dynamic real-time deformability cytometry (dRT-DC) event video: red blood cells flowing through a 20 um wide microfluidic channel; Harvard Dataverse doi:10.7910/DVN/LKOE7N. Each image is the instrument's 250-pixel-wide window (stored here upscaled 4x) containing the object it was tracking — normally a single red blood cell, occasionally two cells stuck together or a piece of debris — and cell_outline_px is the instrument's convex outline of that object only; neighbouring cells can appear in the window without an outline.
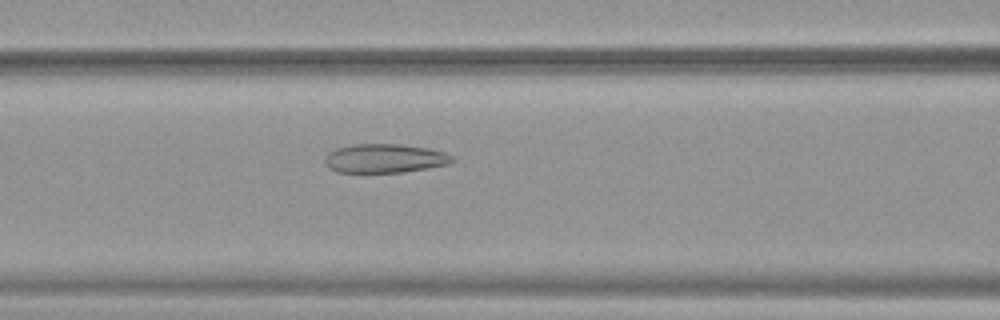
{"species": "common noctule bat (a hibernating species)", "species_latin": "Nyctalus noctula", "temperature_condition": "warm", "stored_images_in_passage": 52, "camera_frame_rate_fps": 3000, "um_per_image_px": 0.085, "animal": {"sex": "female", "body_mass_g": 19.9}, "frame": {"image": 1, "passage_image": 22, "time_ms": 7.0, "image_size_px": [1000, 320], "cell_outline_px": [[456, 160], [448, 164], [428, 168], [404, 172], [336, 172], [328, 168], [324, 160], [328, 152], [336, 148], [352, 144], [400, 144], [428, 148], [444, 152], [452, 156]], "centroid_in_image_um": [32.69, 13.46], "position_along_channel_um": 133.9, "area_um2": 21.56}}
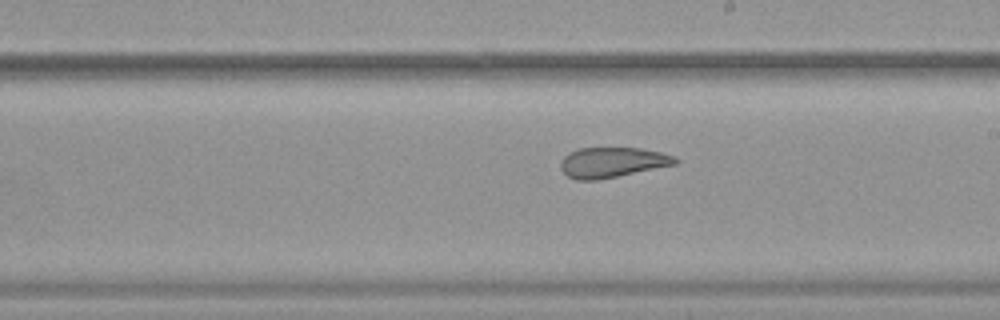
{"frame": {"image": 2, "passage_image": 30, "time_ms": 9.667, "image_size_px": [1000, 320], "cell_outline_px": [[680, 160], [676, 164], [596, 180], [576, 180], [568, 176], [560, 168], [560, 160], [568, 152], [580, 148], [640, 148], [660, 152], [676, 156]], "centroid_in_image_um": [52.02, 13.79], "position_along_channel_um": 237.0, "area_um2": 20.11}}
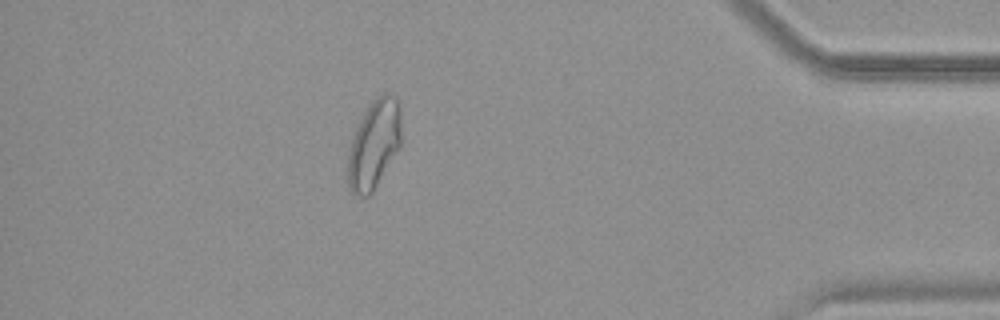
{"frame": {"image": 3, "passage_image": 46, "time_ms": 15.0, "image_size_px": [1000, 320], "cell_outline_px": [[400, 148], [372, 192], [368, 196], [356, 196], [348, 188], [344, 176], [348, 152], [356, 128], [364, 112], [372, 100], [376, 96], [384, 92], [388, 92], [396, 96], [400, 108]], "centroid_in_image_um": [31.75, 12.3], "position_along_channel_um": 403.4, "area_um2": 28.15}, "authors_computed_cell_mechanics": {"area_um2": 26.6747, "velocity_mm_per_s": 3.882, "shape_relaxation_time_tau1_ms": null, "shape_relaxation_time_tau2_ms": 1.5739, "deformation_change_tau1": null, "deformation_change_tau2": 0.0886}}